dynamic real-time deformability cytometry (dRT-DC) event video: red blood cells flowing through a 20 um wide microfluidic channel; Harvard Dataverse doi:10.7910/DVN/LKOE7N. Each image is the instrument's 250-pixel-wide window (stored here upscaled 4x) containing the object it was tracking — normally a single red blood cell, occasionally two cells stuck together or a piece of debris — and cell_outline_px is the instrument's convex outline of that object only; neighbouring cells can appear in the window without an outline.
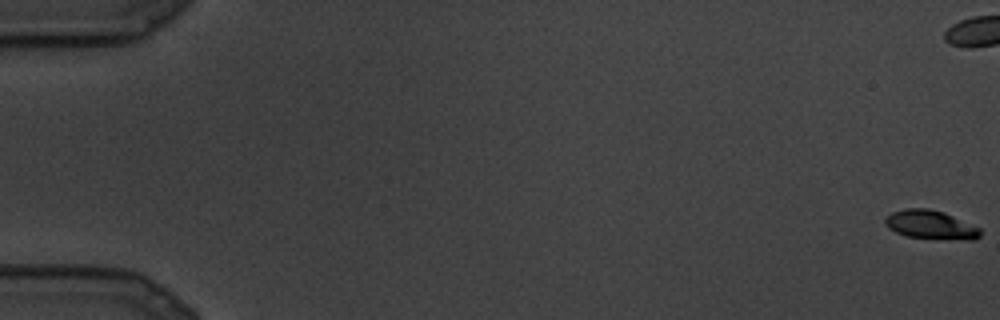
{"species": "common noctule bat (a hibernating species)", "species_latin": "Nyctalus noctula", "temperature_condition": "cold", "stored_images_in_passage": 18, "camera_frame_rate_fps": 3000, "um_per_image_px": 0.085, "animal": {"sex": "male", "body_mass_g": 19.5, "forearm_length_mm": 54.6}, "frame": {"image": 1, "passage_image": 1, "time_ms": 0.0, "image_size_px": [1000, 320], "cell_outline_px": [[980, 236], [976, 240], [968, 240], [908, 236], [896, 232], [888, 228], [884, 224], [884, 220], [892, 212], [904, 208], [928, 208], [944, 212], [980, 228]], "centroid_in_image_um": [79.1, 19.09], "position_along_channel_um": 5.9, "area_um2": 15.78}}
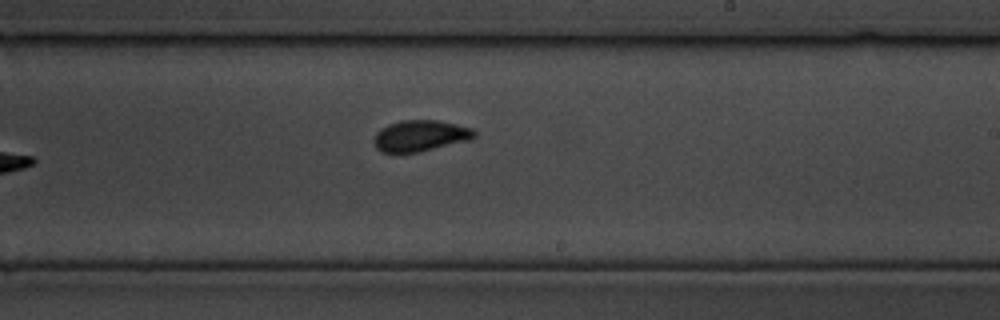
{"frame": {"image": 2, "passage_image": 18, "time_ms": 5.667, "image_size_px": [1000, 320], "cell_outline_px": [[476, 136], [468, 140], [420, 152], [380, 152], [376, 148], [372, 140], [376, 132], [380, 128], [388, 124], [400, 120], [436, 120], [456, 124], [472, 128], [476, 132]], "centroid_in_image_um": [35.68, 11.53], "position_along_channel_um": 253.3, "area_um2": 18.32}}